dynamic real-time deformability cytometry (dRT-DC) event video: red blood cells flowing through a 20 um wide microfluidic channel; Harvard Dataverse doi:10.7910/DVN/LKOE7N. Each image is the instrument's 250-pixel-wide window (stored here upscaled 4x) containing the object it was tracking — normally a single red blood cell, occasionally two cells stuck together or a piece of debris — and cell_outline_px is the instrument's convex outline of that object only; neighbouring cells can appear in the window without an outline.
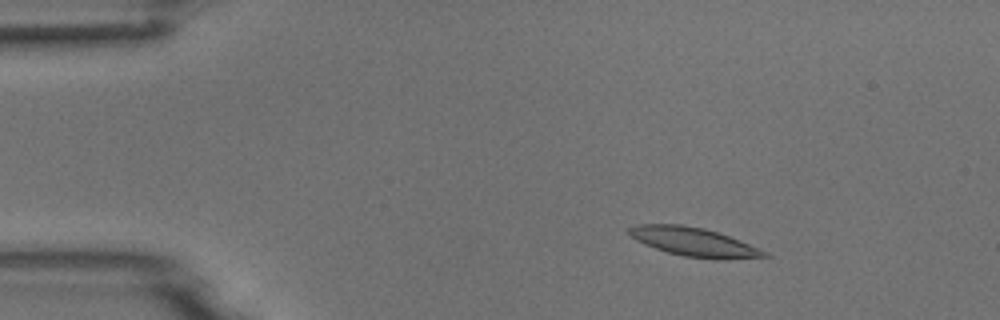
{"species": "common noctule bat (a hibernating species)", "species_latin": "Nyctalus noctula", "temperature_condition": "room temperature", "stored_images_in_passage": 53, "camera_frame_rate_fps": 3000, "um_per_image_px": 0.085, "animal": {"sex": "male", "body_mass_g": 18.8}, "frame": {"image": 1, "passage_image": 8, "time_ms": 2.333, "image_size_px": [1000, 320], "cell_outline_px": [[772, 256], [684, 256], [668, 252], [644, 244], [636, 240], [628, 232], [628, 228], [636, 224], [680, 224], [704, 228], [728, 236], [768, 252]], "centroid_in_image_um": [58.81, 20.49], "position_along_channel_um": 26.2, "area_um2": 21.21}}
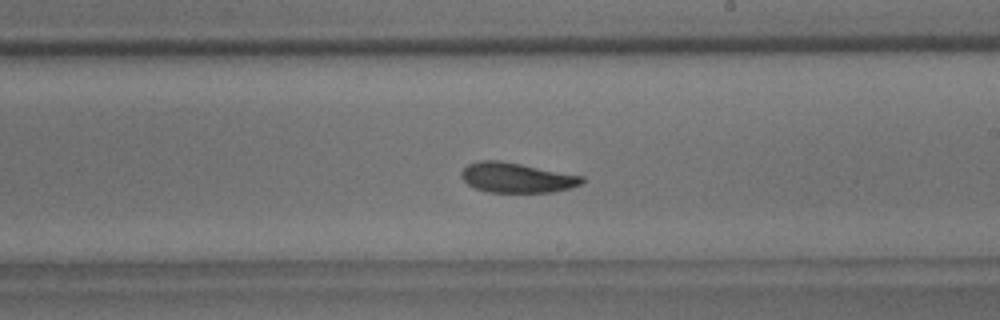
{"frame": {"image": 2, "passage_image": 31, "time_ms": 10.0, "image_size_px": [1000, 320], "cell_outline_px": [[584, 180], [580, 184], [572, 188], [552, 192], [488, 192], [476, 188], [468, 184], [460, 176], [460, 172], [468, 164], [480, 160], [500, 160], [584, 176]], "centroid_in_image_um": [43.91, 15.1], "position_along_channel_um": 245.1, "area_um2": 21.04}}
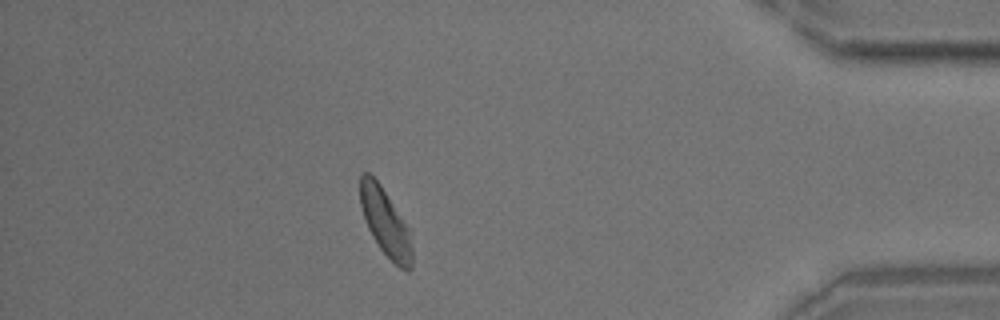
{"frame": {"image": 3, "passage_image": 47, "time_ms": 15.333, "image_size_px": [1000, 320], "cell_outline_px": [[412, 268], [408, 272], [400, 268], [380, 248], [372, 236], [368, 228], [360, 204], [360, 172], [368, 172], [380, 184], [412, 228]], "centroid_in_image_um": [32.82, 18.9], "position_along_channel_um": 402.4, "area_um2": 20.87}}